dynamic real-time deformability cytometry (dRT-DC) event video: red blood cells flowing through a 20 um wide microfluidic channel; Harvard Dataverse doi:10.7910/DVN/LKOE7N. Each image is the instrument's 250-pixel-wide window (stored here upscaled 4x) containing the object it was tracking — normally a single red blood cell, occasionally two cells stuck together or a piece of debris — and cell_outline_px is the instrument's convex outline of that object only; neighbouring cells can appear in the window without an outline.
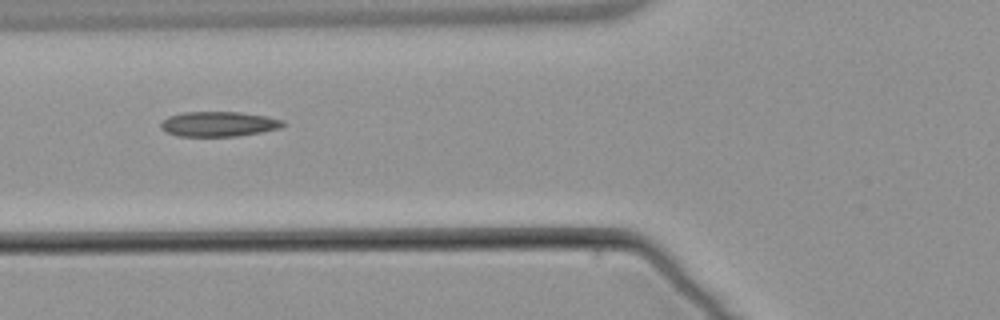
{"species": "common noctule bat (a hibernating species)", "species_latin": "Nyctalus noctula", "temperature_condition": "warm", "stored_images_in_passage": 3, "camera_frame_rate_fps": 3000, "um_per_image_px": 0.085, "animal": {"sex": "male", "body_mass_g": 21.5, "forearm_length_mm": 52.0}, "frame": {"image": 1, "passage_image": 2, "time_ms": 2.0, "image_size_px": [1000, 320], "cell_outline_px": [[284, 124], [280, 128], [260, 132], [236, 136], [176, 136], [160, 128], [160, 124], [168, 116], [184, 112], [240, 112], [268, 116], [284, 120]], "centroid_in_image_um": [18.59, 10.53], "position_along_channel_um": 107.2, "area_um2": 17.74}}